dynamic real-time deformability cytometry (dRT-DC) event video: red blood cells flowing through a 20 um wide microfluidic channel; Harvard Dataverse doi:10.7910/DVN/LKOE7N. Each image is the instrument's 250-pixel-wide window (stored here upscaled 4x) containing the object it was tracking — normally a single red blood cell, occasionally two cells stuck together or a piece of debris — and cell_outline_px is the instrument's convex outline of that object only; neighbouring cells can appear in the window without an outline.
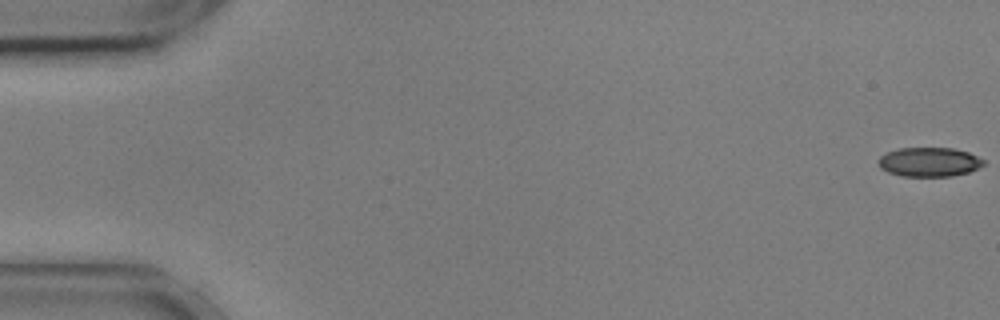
{"species": "common noctule bat (a hibernating species)", "species_latin": "Nyctalus noctula", "temperature_condition": "cold", "stored_images_in_passage": 20, "camera_frame_rate_fps": 3000, "um_per_image_px": 0.085, "animal": {"sex": "male", "body_mass_g": 17.9, "forearm_length_mm": 54.2}, "frame": {"image": 1, "passage_image": 1, "time_ms": 0.0, "image_size_px": [1000, 320], "cell_outline_px": [[984, 164], [968, 172], [952, 176], [900, 176], [888, 172], [880, 168], [880, 156], [888, 152], [900, 148], [952, 148], [968, 152], [984, 160]], "centroid_in_image_um": [78.98, 13.77], "position_along_channel_um": 6.0, "area_um2": 17.69}}
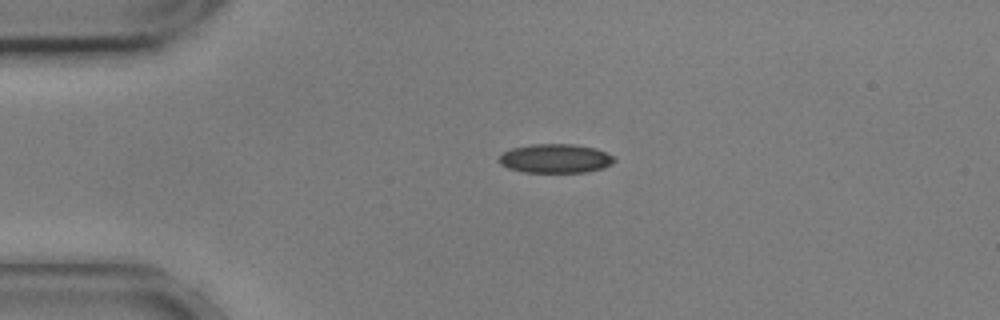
{"frame": {"image": 2, "passage_image": 13, "time_ms": 4.0, "image_size_px": [1000, 320], "cell_outline_px": [[616, 160], [612, 164], [604, 168], [588, 172], [524, 172], [508, 168], [500, 164], [500, 156], [504, 152], [512, 148], [532, 144], [576, 144], [596, 148], [612, 156]], "centroid_in_image_um": [47.24, 13.47], "position_along_channel_um": 37.8, "area_um2": 19.48}}